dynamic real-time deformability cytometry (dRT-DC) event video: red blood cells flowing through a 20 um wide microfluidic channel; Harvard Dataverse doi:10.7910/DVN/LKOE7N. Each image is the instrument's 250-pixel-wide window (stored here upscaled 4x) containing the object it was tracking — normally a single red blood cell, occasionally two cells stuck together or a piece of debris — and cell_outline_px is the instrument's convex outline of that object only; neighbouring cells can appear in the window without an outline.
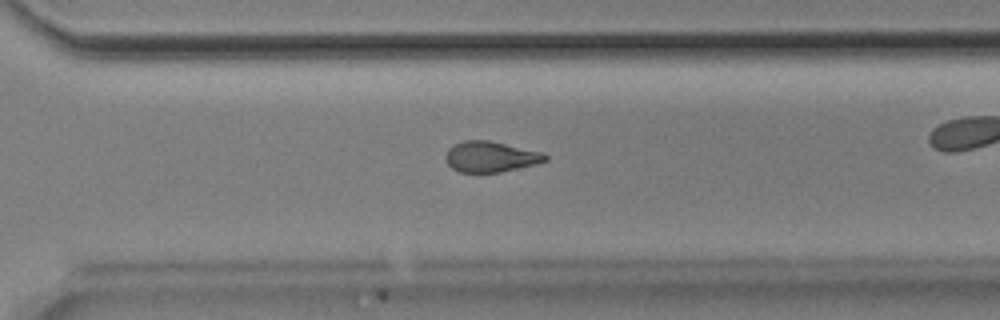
{"species": "Egyptian fruit bat (a non-hibernating species)", "species_latin": "Rousettus aegyptiacus", "temperature_condition": "room temperature", "stored_images_in_passage": 43, "camera_frame_rate_fps": 3000, "um_per_image_px": 0.085, "animal": {"sex": "male"}, "frame": {"image": 1, "passage_image": 37, "time_ms": 12.0, "image_size_px": [1000, 320], "cell_outline_px": [[548, 160], [536, 164], [500, 172], [460, 172], [452, 168], [448, 164], [444, 156], [448, 148], [452, 144], [464, 140], [488, 140], [544, 152], [548, 156]], "centroid_in_image_um": [41.7, 13.31], "position_along_channel_um": 328.9, "area_um2": 17.98}, "authors_computed_cell_mechanics": {"area_um2": 19.074, "velocity_mm_per_s": 3.885, "shape_relaxation_time_tau1_ms": null, "shape_relaxation_time_tau2_ms": 3.6052, "deformation_change_tau1": null, "deformation_change_tau2": 0.1162}}